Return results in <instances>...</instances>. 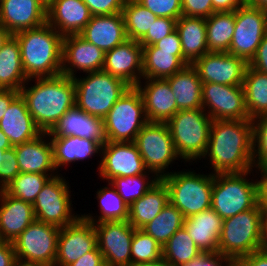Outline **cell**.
<instances>
[{
	"label": "cell",
	"instance_id": "1",
	"mask_svg": "<svg viewBox=\"0 0 267 266\" xmlns=\"http://www.w3.org/2000/svg\"><path fill=\"white\" fill-rule=\"evenodd\" d=\"M203 157H209L213 174L253 170L252 120H212Z\"/></svg>",
	"mask_w": 267,
	"mask_h": 266
},
{
	"label": "cell",
	"instance_id": "2",
	"mask_svg": "<svg viewBox=\"0 0 267 266\" xmlns=\"http://www.w3.org/2000/svg\"><path fill=\"white\" fill-rule=\"evenodd\" d=\"M34 85L27 82L21 87L27 109L43 133H49L59 119L75 105V84L63 74L54 77L35 78Z\"/></svg>",
	"mask_w": 267,
	"mask_h": 266
},
{
	"label": "cell",
	"instance_id": "3",
	"mask_svg": "<svg viewBox=\"0 0 267 266\" xmlns=\"http://www.w3.org/2000/svg\"><path fill=\"white\" fill-rule=\"evenodd\" d=\"M14 36L20 45L23 70L30 81L62 74L63 36L51 25L45 23Z\"/></svg>",
	"mask_w": 267,
	"mask_h": 266
},
{
	"label": "cell",
	"instance_id": "4",
	"mask_svg": "<svg viewBox=\"0 0 267 266\" xmlns=\"http://www.w3.org/2000/svg\"><path fill=\"white\" fill-rule=\"evenodd\" d=\"M261 249H263V245L260 203L253 209L223 220L218 253L230 257L237 263L242 257Z\"/></svg>",
	"mask_w": 267,
	"mask_h": 266
},
{
	"label": "cell",
	"instance_id": "5",
	"mask_svg": "<svg viewBox=\"0 0 267 266\" xmlns=\"http://www.w3.org/2000/svg\"><path fill=\"white\" fill-rule=\"evenodd\" d=\"M86 75L83 78H73L75 105L89 115L104 119L116 101L131 86L103 70Z\"/></svg>",
	"mask_w": 267,
	"mask_h": 266
},
{
	"label": "cell",
	"instance_id": "6",
	"mask_svg": "<svg viewBox=\"0 0 267 266\" xmlns=\"http://www.w3.org/2000/svg\"><path fill=\"white\" fill-rule=\"evenodd\" d=\"M252 171L213 174L211 208L223 220L259 203L258 181L246 178Z\"/></svg>",
	"mask_w": 267,
	"mask_h": 266
},
{
	"label": "cell",
	"instance_id": "7",
	"mask_svg": "<svg viewBox=\"0 0 267 266\" xmlns=\"http://www.w3.org/2000/svg\"><path fill=\"white\" fill-rule=\"evenodd\" d=\"M211 124L212 118L203 109L179 110L167 122L180 159H184L185 162L203 159Z\"/></svg>",
	"mask_w": 267,
	"mask_h": 266
},
{
	"label": "cell",
	"instance_id": "8",
	"mask_svg": "<svg viewBox=\"0 0 267 266\" xmlns=\"http://www.w3.org/2000/svg\"><path fill=\"white\" fill-rule=\"evenodd\" d=\"M162 180L169 190V202L181 211L184 218L211 208L213 173L174 171Z\"/></svg>",
	"mask_w": 267,
	"mask_h": 266
},
{
	"label": "cell",
	"instance_id": "9",
	"mask_svg": "<svg viewBox=\"0 0 267 266\" xmlns=\"http://www.w3.org/2000/svg\"><path fill=\"white\" fill-rule=\"evenodd\" d=\"M147 123L142 96L130 87L103 119L106 141L134 142Z\"/></svg>",
	"mask_w": 267,
	"mask_h": 266
},
{
	"label": "cell",
	"instance_id": "10",
	"mask_svg": "<svg viewBox=\"0 0 267 266\" xmlns=\"http://www.w3.org/2000/svg\"><path fill=\"white\" fill-rule=\"evenodd\" d=\"M134 143L147 170L159 179L167 176L169 172L165 169L168 170L169 165L180 158L167 123L148 122L138 133Z\"/></svg>",
	"mask_w": 267,
	"mask_h": 266
},
{
	"label": "cell",
	"instance_id": "11",
	"mask_svg": "<svg viewBox=\"0 0 267 266\" xmlns=\"http://www.w3.org/2000/svg\"><path fill=\"white\" fill-rule=\"evenodd\" d=\"M68 185L60 174L47 181L32 204L37 221L63 228L80 217L72 214L73 204Z\"/></svg>",
	"mask_w": 267,
	"mask_h": 266
},
{
	"label": "cell",
	"instance_id": "12",
	"mask_svg": "<svg viewBox=\"0 0 267 266\" xmlns=\"http://www.w3.org/2000/svg\"><path fill=\"white\" fill-rule=\"evenodd\" d=\"M266 33L267 11L244 2L235 10V30L228 53L249 63Z\"/></svg>",
	"mask_w": 267,
	"mask_h": 266
},
{
	"label": "cell",
	"instance_id": "13",
	"mask_svg": "<svg viewBox=\"0 0 267 266\" xmlns=\"http://www.w3.org/2000/svg\"><path fill=\"white\" fill-rule=\"evenodd\" d=\"M60 228L35 220L12 244L16 258L54 266Z\"/></svg>",
	"mask_w": 267,
	"mask_h": 266
},
{
	"label": "cell",
	"instance_id": "14",
	"mask_svg": "<svg viewBox=\"0 0 267 266\" xmlns=\"http://www.w3.org/2000/svg\"><path fill=\"white\" fill-rule=\"evenodd\" d=\"M202 109L212 120H250L243 85L202 83Z\"/></svg>",
	"mask_w": 267,
	"mask_h": 266
},
{
	"label": "cell",
	"instance_id": "15",
	"mask_svg": "<svg viewBox=\"0 0 267 266\" xmlns=\"http://www.w3.org/2000/svg\"><path fill=\"white\" fill-rule=\"evenodd\" d=\"M102 160L98 167L102 179L130 177L148 172L134 142L106 141L101 146Z\"/></svg>",
	"mask_w": 267,
	"mask_h": 266
},
{
	"label": "cell",
	"instance_id": "16",
	"mask_svg": "<svg viewBox=\"0 0 267 266\" xmlns=\"http://www.w3.org/2000/svg\"><path fill=\"white\" fill-rule=\"evenodd\" d=\"M97 246L105 266H129L131 242L135 228L128 221H111L94 224Z\"/></svg>",
	"mask_w": 267,
	"mask_h": 266
},
{
	"label": "cell",
	"instance_id": "17",
	"mask_svg": "<svg viewBox=\"0 0 267 266\" xmlns=\"http://www.w3.org/2000/svg\"><path fill=\"white\" fill-rule=\"evenodd\" d=\"M248 62L228 52H208L192 66L197 70L202 83L243 85Z\"/></svg>",
	"mask_w": 267,
	"mask_h": 266
},
{
	"label": "cell",
	"instance_id": "18",
	"mask_svg": "<svg viewBox=\"0 0 267 266\" xmlns=\"http://www.w3.org/2000/svg\"><path fill=\"white\" fill-rule=\"evenodd\" d=\"M96 246L94 224L80 216L74 223L60 228L54 266H68Z\"/></svg>",
	"mask_w": 267,
	"mask_h": 266
},
{
	"label": "cell",
	"instance_id": "19",
	"mask_svg": "<svg viewBox=\"0 0 267 266\" xmlns=\"http://www.w3.org/2000/svg\"><path fill=\"white\" fill-rule=\"evenodd\" d=\"M105 52L78 35H67L62 42V74L74 78L76 69L86 73L101 71ZM74 68V69H73Z\"/></svg>",
	"mask_w": 267,
	"mask_h": 266
},
{
	"label": "cell",
	"instance_id": "20",
	"mask_svg": "<svg viewBox=\"0 0 267 266\" xmlns=\"http://www.w3.org/2000/svg\"><path fill=\"white\" fill-rule=\"evenodd\" d=\"M47 23L43 0H0V25L11 35Z\"/></svg>",
	"mask_w": 267,
	"mask_h": 266
},
{
	"label": "cell",
	"instance_id": "21",
	"mask_svg": "<svg viewBox=\"0 0 267 266\" xmlns=\"http://www.w3.org/2000/svg\"><path fill=\"white\" fill-rule=\"evenodd\" d=\"M143 47L137 40L127 39L124 43L105 52L103 71L136 87L143 77Z\"/></svg>",
	"mask_w": 267,
	"mask_h": 266
},
{
	"label": "cell",
	"instance_id": "22",
	"mask_svg": "<svg viewBox=\"0 0 267 266\" xmlns=\"http://www.w3.org/2000/svg\"><path fill=\"white\" fill-rule=\"evenodd\" d=\"M136 88L142 96L148 122L167 123L179 110L166 79H145ZM142 86V87H141Z\"/></svg>",
	"mask_w": 267,
	"mask_h": 266
},
{
	"label": "cell",
	"instance_id": "23",
	"mask_svg": "<svg viewBox=\"0 0 267 266\" xmlns=\"http://www.w3.org/2000/svg\"><path fill=\"white\" fill-rule=\"evenodd\" d=\"M91 17L82 0H52L47 5V23L63 37L80 34Z\"/></svg>",
	"mask_w": 267,
	"mask_h": 266
},
{
	"label": "cell",
	"instance_id": "24",
	"mask_svg": "<svg viewBox=\"0 0 267 266\" xmlns=\"http://www.w3.org/2000/svg\"><path fill=\"white\" fill-rule=\"evenodd\" d=\"M49 137L78 136L95 140L101 145L106 143L103 119L89 115L74 105L48 133Z\"/></svg>",
	"mask_w": 267,
	"mask_h": 266
},
{
	"label": "cell",
	"instance_id": "25",
	"mask_svg": "<svg viewBox=\"0 0 267 266\" xmlns=\"http://www.w3.org/2000/svg\"><path fill=\"white\" fill-rule=\"evenodd\" d=\"M35 220L32 203L0 190L1 240L13 242Z\"/></svg>",
	"mask_w": 267,
	"mask_h": 266
},
{
	"label": "cell",
	"instance_id": "26",
	"mask_svg": "<svg viewBox=\"0 0 267 266\" xmlns=\"http://www.w3.org/2000/svg\"><path fill=\"white\" fill-rule=\"evenodd\" d=\"M79 35L104 52L112 50L128 39L122 12L92 16Z\"/></svg>",
	"mask_w": 267,
	"mask_h": 266
},
{
	"label": "cell",
	"instance_id": "27",
	"mask_svg": "<svg viewBox=\"0 0 267 266\" xmlns=\"http://www.w3.org/2000/svg\"><path fill=\"white\" fill-rule=\"evenodd\" d=\"M0 129L8 137L12 147L31 141L43 133L28 111L21 94L7 108L0 121Z\"/></svg>",
	"mask_w": 267,
	"mask_h": 266
},
{
	"label": "cell",
	"instance_id": "28",
	"mask_svg": "<svg viewBox=\"0 0 267 266\" xmlns=\"http://www.w3.org/2000/svg\"><path fill=\"white\" fill-rule=\"evenodd\" d=\"M183 227L204 253H217L223 219L212 209L184 218Z\"/></svg>",
	"mask_w": 267,
	"mask_h": 266
},
{
	"label": "cell",
	"instance_id": "29",
	"mask_svg": "<svg viewBox=\"0 0 267 266\" xmlns=\"http://www.w3.org/2000/svg\"><path fill=\"white\" fill-rule=\"evenodd\" d=\"M46 138L48 133H42L31 141L15 146L20 173H58L55 172L51 141H46Z\"/></svg>",
	"mask_w": 267,
	"mask_h": 266
},
{
	"label": "cell",
	"instance_id": "30",
	"mask_svg": "<svg viewBox=\"0 0 267 266\" xmlns=\"http://www.w3.org/2000/svg\"><path fill=\"white\" fill-rule=\"evenodd\" d=\"M183 51V59L192 65L197 59L208 53L206 18L180 16L176 22Z\"/></svg>",
	"mask_w": 267,
	"mask_h": 266
},
{
	"label": "cell",
	"instance_id": "31",
	"mask_svg": "<svg viewBox=\"0 0 267 266\" xmlns=\"http://www.w3.org/2000/svg\"><path fill=\"white\" fill-rule=\"evenodd\" d=\"M174 94L178 110L202 109V81L192 65L166 78Z\"/></svg>",
	"mask_w": 267,
	"mask_h": 266
},
{
	"label": "cell",
	"instance_id": "32",
	"mask_svg": "<svg viewBox=\"0 0 267 266\" xmlns=\"http://www.w3.org/2000/svg\"><path fill=\"white\" fill-rule=\"evenodd\" d=\"M169 203V190L162 179L151 187L141 198L129 206L128 222L135 229H142L152 221Z\"/></svg>",
	"mask_w": 267,
	"mask_h": 266
},
{
	"label": "cell",
	"instance_id": "33",
	"mask_svg": "<svg viewBox=\"0 0 267 266\" xmlns=\"http://www.w3.org/2000/svg\"><path fill=\"white\" fill-rule=\"evenodd\" d=\"M53 147V162L56 172L59 167L67 166L75 161L91 158L95 153H101V144L95 140L78 136L49 137Z\"/></svg>",
	"mask_w": 267,
	"mask_h": 266
},
{
	"label": "cell",
	"instance_id": "34",
	"mask_svg": "<svg viewBox=\"0 0 267 266\" xmlns=\"http://www.w3.org/2000/svg\"><path fill=\"white\" fill-rule=\"evenodd\" d=\"M28 81L22 66L19 42L14 35H10L0 50V89L20 91Z\"/></svg>",
	"mask_w": 267,
	"mask_h": 266
},
{
	"label": "cell",
	"instance_id": "35",
	"mask_svg": "<svg viewBox=\"0 0 267 266\" xmlns=\"http://www.w3.org/2000/svg\"><path fill=\"white\" fill-rule=\"evenodd\" d=\"M142 47L143 79H166L188 65L183 55H174V51L161 50L154 45Z\"/></svg>",
	"mask_w": 267,
	"mask_h": 266
},
{
	"label": "cell",
	"instance_id": "36",
	"mask_svg": "<svg viewBox=\"0 0 267 266\" xmlns=\"http://www.w3.org/2000/svg\"><path fill=\"white\" fill-rule=\"evenodd\" d=\"M235 30V11L214 12L206 18L208 52H229Z\"/></svg>",
	"mask_w": 267,
	"mask_h": 266
},
{
	"label": "cell",
	"instance_id": "37",
	"mask_svg": "<svg viewBox=\"0 0 267 266\" xmlns=\"http://www.w3.org/2000/svg\"><path fill=\"white\" fill-rule=\"evenodd\" d=\"M202 254L184 227L177 230L162 246V261L166 266H181Z\"/></svg>",
	"mask_w": 267,
	"mask_h": 266
},
{
	"label": "cell",
	"instance_id": "38",
	"mask_svg": "<svg viewBox=\"0 0 267 266\" xmlns=\"http://www.w3.org/2000/svg\"><path fill=\"white\" fill-rule=\"evenodd\" d=\"M243 89L250 120L267 114V74L248 65L243 80Z\"/></svg>",
	"mask_w": 267,
	"mask_h": 266
},
{
	"label": "cell",
	"instance_id": "39",
	"mask_svg": "<svg viewBox=\"0 0 267 266\" xmlns=\"http://www.w3.org/2000/svg\"><path fill=\"white\" fill-rule=\"evenodd\" d=\"M110 187L98 190L96 198L99 200L100 215L98 219L90 214H81V217L93 224L111 221H128L129 206L120 197L117 190L108 182Z\"/></svg>",
	"mask_w": 267,
	"mask_h": 266
},
{
	"label": "cell",
	"instance_id": "40",
	"mask_svg": "<svg viewBox=\"0 0 267 266\" xmlns=\"http://www.w3.org/2000/svg\"><path fill=\"white\" fill-rule=\"evenodd\" d=\"M184 217L180 210L170 202L160 213L141 230L152 236L162 246L169 238L183 227Z\"/></svg>",
	"mask_w": 267,
	"mask_h": 266
},
{
	"label": "cell",
	"instance_id": "41",
	"mask_svg": "<svg viewBox=\"0 0 267 266\" xmlns=\"http://www.w3.org/2000/svg\"><path fill=\"white\" fill-rule=\"evenodd\" d=\"M127 38L139 41L157 19L149 9L137 0H126L122 10Z\"/></svg>",
	"mask_w": 267,
	"mask_h": 266
},
{
	"label": "cell",
	"instance_id": "42",
	"mask_svg": "<svg viewBox=\"0 0 267 266\" xmlns=\"http://www.w3.org/2000/svg\"><path fill=\"white\" fill-rule=\"evenodd\" d=\"M56 174L19 173L3 190L18 199L34 203L47 181Z\"/></svg>",
	"mask_w": 267,
	"mask_h": 266
},
{
	"label": "cell",
	"instance_id": "43",
	"mask_svg": "<svg viewBox=\"0 0 267 266\" xmlns=\"http://www.w3.org/2000/svg\"><path fill=\"white\" fill-rule=\"evenodd\" d=\"M141 174L130 177H116L109 181L117 190L120 197L130 206L134 201L141 198L159 180L158 177H151L150 174ZM149 176V177H148ZM150 179V180H149ZM147 181V182H146Z\"/></svg>",
	"mask_w": 267,
	"mask_h": 266
},
{
	"label": "cell",
	"instance_id": "44",
	"mask_svg": "<svg viewBox=\"0 0 267 266\" xmlns=\"http://www.w3.org/2000/svg\"><path fill=\"white\" fill-rule=\"evenodd\" d=\"M162 261V245L141 229H135L131 242V264Z\"/></svg>",
	"mask_w": 267,
	"mask_h": 266
},
{
	"label": "cell",
	"instance_id": "45",
	"mask_svg": "<svg viewBox=\"0 0 267 266\" xmlns=\"http://www.w3.org/2000/svg\"><path fill=\"white\" fill-rule=\"evenodd\" d=\"M253 124V162L255 165L267 163V114L252 120Z\"/></svg>",
	"mask_w": 267,
	"mask_h": 266
},
{
	"label": "cell",
	"instance_id": "46",
	"mask_svg": "<svg viewBox=\"0 0 267 266\" xmlns=\"http://www.w3.org/2000/svg\"><path fill=\"white\" fill-rule=\"evenodd\" d=\"M176 19L157 17L148 32L138 41L141 46H150L176 30Z\"/></svg>",
	"mask_w": 267,
	"mask_h": 266
},
{
	"label": "cell",
	"instance_id": "47",
	"mask_svg": "<svg viewBox=\"0 0 267 266\" xmlns=\"http://www.w3.org/2000/svg\"><path fill=\"white\" fill-rule=\"evenodd\" d=\"M157 17L178 19L182 16V0H137Z\"/></svg>",
	"mask_w": 267,
	"mask_h": 266
},
{
	"label": "cell",
	"instance_id": "48",
	"mask_svg": "<svg viewBox=\"0 0 267 266\" xmlns=\"http://www.w3.org/2000/svg\"><path fill=\"white\" fill-rule=\"evenodd\" d=\"M20 173L15 146L4 152L3 163L0 165V190L4 189Z\"/></svg>",
	"mask_w": 267,
	"mask_h": 266
},
{
	"label": "cell",
	"instance_id": "49",
	"mask_svg": "<svg viewBox=\"0 0 267 266\" xmlns=\"http://www.w3.org/2000/svg\"><path fill=\"white\" fill-rule=\"evenodd\" d=\"M92 16L113 15L122 12L126 0H82Z\"/></svg>",
	"mask_w": 267,
	"mask_h": 266
},
{
	"label": "cell",
	"instance_id": "50",
	"mask_svg": "<svg viewBox=\"0 0 267 266\" xmlns=\"http://www.w3.org/2000/svg\"><path fill=\"white\" fill-rule=\"evenodd\" d=\"M214 13L212 0H182V15L208 18Z\"/></svg>",
	"mask_w": 267,
	"mask_h": 266
},
{
	"label": "cell",
	"instance_id": "51",
	"mask_svg": "<svg viewBox=\"0 0 267 266\" xmlns=\"http://www.w3.org/2000/svg\"><path fill=\"white\" fill-rule=\"evenodd\" d=\"M248 64L251 68L267 74V33L262 38L255 56Z\"/></svg>",
	"mask_w": 267,
	"mask_h": 266
},
{
	"label": "cell",
	"instance_id": "52",
	"mask_svg": "<svg viewBox=\"0 0 267 266\" xmlns=\"http://www.w3.org/2000/svg\"><path fill=\"white\" fill-rule=\"evenodd\" d=\"M153 45L161 50L174 51V55H183L181 40L177 30Z\"/></svg>",
	"mask_w": 267,
	"mask_h": 266
},
{
	"label": "cell",
	"instance_id": "53",
	"mask_svg": "<svg viewBox=\"0 0 267 266\" xmlns=\"http://www.w3.org/2000/svg\"><path fill=\"white\" fill-rule=\"evenodd\" d=\"M68 266H105V262L102 253L96 246L92 251L85 253Z\"/></svg>",
	"mask_w": 267,
	"mask_h": 266
},
{
	"label": "cell",
	"instance_id": "54",
	"mask_svg": "<svg viewBox=\"0 0 267 266\" xmlns=\"http://www.w3.org/2000/svg\"><path fill=\"white\" fill-rule=\"evenodd\" d=\"M225 262V264H224ZM237 266L230 257L220 253H204L201 255V266Z\"/></svg>",
	"mask_w": 267,
	"mask_h": 266
},
{
	"label": "cell",
	"instance_id": "55",
	"mask_svg": "<svg viewBox=\"0 0 267 266\" xmlns=\"http://www.w3.org/2000/svg\"><path fill=\"white\" fill-rule=\"evenodd\" d=\"M237 266H267V249H261L242 257Z\"/></svg>",
	"mask_w": 267,
	"mask_h": 266
},
{
	"label": "cell",
	"instance_id": "56",
	"mask_svg": "<svg viewBox=\"0 0 267 266\" xmlns=\"http://www.w3.org/2000/svg\"><path fill=\"white\" fill-rule=\"evenodd\" d=\"M16 259L12 242L0 241V266H12Z\"/></svg>",
	"mask_w": 267,
	"mask_h": 266
},
{
	"label": "cell",
	"instance_id": "57",
	"mask_svg": "<svg viewBox=\"0 0 267 266\" xmlns=\"http://www.w3.org/2000/svg\"><path fill=\"white\" fill-rule=\"evenodd\" d=\"M244 2V0H212L214 12L235 11Z\"/></svg>",
	"mask_w": 267,
	"mask_h": 266
},
{
	"label": "cell",
	"instance_id": "58",
	"mask_svg": "<svg viewBox=\"0 0 267 266\" xmlns=\"http://www.w3.org/2000/svg\"><path fill=\"white\" fill-rule=\"evenodd\" d=\"M20 94L17 90L0 89V121L3 118L11 102Z\"/></svg>",
	"mask_w": 267,
	"mask_h": 266
},
{
	"label": "cell",
	"instance_id": "59",
	"mask_svg": "<svg viewBox=\"0 0 267 266\" xmlns=\"http://www.w3.org/2000/svg\"><path fill=\"white\" fill-rule=\"evenodd\" d=\"M254 167L258 168L260 171V180L258 181V190L267 191V163L262 165H255Z\"/></svg>",
	"mask_w": 267,
	"mask_h": 266
},
{
	"label": "cell",
	"instance_id": "60",
	"mask_svg": "<svg viewBox=\"0 0 267 266\" xmlns=\"http://www.w3.org/2000/svg\"><path fill=\"white\" fill-rule=\"evenodd\" d=\"M11 147L12 145L10 144L8 137L0 129V165L3 163V156L5 150Z\"/></svg>",
	"mask_w": 267,
	"mask_h": 266
},
{
	"label": "cell",
	"instance_id": "61",
	"mask_svg": "<svg viewBox=\"0 0 267 266\" xmlns=\"http://www.w3.org/2000/svg\"><path fill=\"white\" fill-rule=\"evenodd\" d=\"M262 245L267 249V211H262Z\"/></svg>",
	"mask_w": 267,
	"mask_h": 266
},
{
	"label": "cell",
	"instance_id": "62",
	"mask_svg": "<svg viewBox=\"0 0 267 266\" xmlns=\"http://www.w3.org/2000/svg\"><path fill=\"white\" fill-rule=\"evenodd\" d=\"M12 266H47V265L39 262L26 261L16 258Z\"/></svg>",
	"mask_w": 267,
	"mask_h": 266
},
{
	"label": "cell",
	"instance_id": "63",
	"mask_svg": "<svg viewBox=\"0 0 267 266\" xmlns=\"http://www.w3.org/2000/svg\"><path fill=\"white\" fill-rule=\"evenodd\" d=\"M246 4L258 7L267 11V0H244Z\"/></svg>",
	"mask_w": 267,
	"mask_h": 266
},
{
	"label": "cell",
	"instance_id": "64",
	"mask_svg": "<svg viewBox=\"0 0 267 266\" xmlns=\"http://www.w3.org/2000/svg\"><path fill=\"white\" fill-rule=\"evenodd\" d=\"M259 203L262 211H267V191H259Z\"/></svg>",
	"mask_w": 267,
	"mask_h": 266
},
{
	"label": "cell",
	"instance_id": "65",
	"mask_svg": "<svg viewBox=\"0 0 267 266\" xmlns=\"http://www.w3.org/2000/svg\"><path fill=\"white\" fill-rule=\"evenodd\" d=\"M10 35L11 34L0 25V50H1L3 43L7 40V38Z\"/></svg>",
	"mask_w": 267,
	"mask_h": 266
},
{
	"label": "cell",
	"instance_id": "66",
	"mask_svg": "<svg viewBox=\"0 0 267 266\" xmlns=\"http://www.w3.org/2000/svg\"><path fill=\"white\" fill-rule=\"evenodd\" d=\"M129 266H166L163 261L154 262V263H138V264H130Z\"/></svg>",
	"mask_w": 267,
	"mask_h": 266
},
{
	"label": "cell",
	"instance_id": "67",
	"mask_svg": "<svg viewBox=\"0 0 267 266\" xmlns=\"http://www.w3.org/2000/svg\"><path fill=\"white\" fill-rule=\"evenodd\" d=\"M181 266H201V256L187 264L181 265Z\"/></svg>",
	"mask_w": 267,
	"mask_h": 266
},
{
	"label": "cell",
	"instance_id": "68",
	"mask_svg": "<svg viewBox=\"0 0 267 266\" xmlns=\"http://www.w3.org/2000/svg\"><path fill=\"white\" fill-rule=\"evenodd\" d=\"M47 5L52 1V0H43Z\"/></svg>",
	"mask_w": 267,
	"mask_h": 266
}]
</instances>
